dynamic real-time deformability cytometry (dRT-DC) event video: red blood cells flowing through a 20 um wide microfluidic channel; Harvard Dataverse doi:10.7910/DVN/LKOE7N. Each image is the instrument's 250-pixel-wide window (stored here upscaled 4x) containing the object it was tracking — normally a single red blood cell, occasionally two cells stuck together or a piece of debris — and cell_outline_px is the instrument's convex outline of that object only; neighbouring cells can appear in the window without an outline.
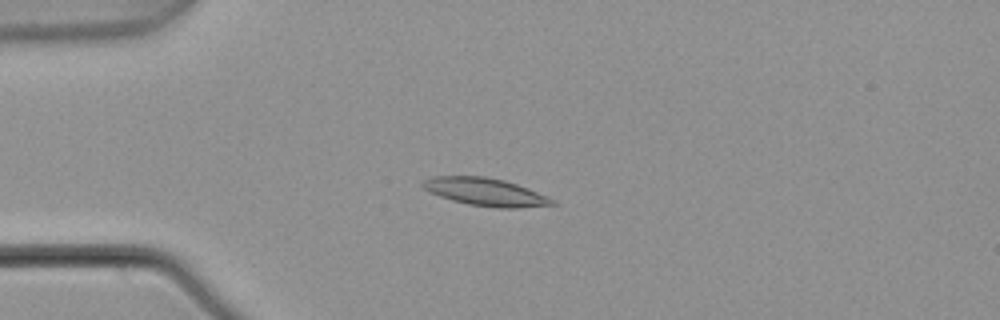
{"species": "common noctule bat (a hibernating species)", "species_latin": "Nyctalus noctula", "temperature_condition": "warm", "stored_images_in_passage": 5, "camera_frame_rate_fps": 3000, "um_per_image_px": 0.085, "animal": {"sex": "male", "body_mass_g": 21.5, "forearm_length_mm": 52.0}, "frame": {"image": 1, "passage_image": 2, "time_ms": 0.333, "image_size_px": [1000, 320], "cell_outline_px": [[560, 204], [520, 208], [496, 208], [468, 204], [452, 200], [440, 196], [424, 188], [420, 184], [424, 180], [432, 176], [484, 176], [504, 180], [528, 188], [556, 200]], "centroid_in_image_um": [41.31, 16.32], "position_along_channel_um": 43.7, "area_um2": 20.98}}
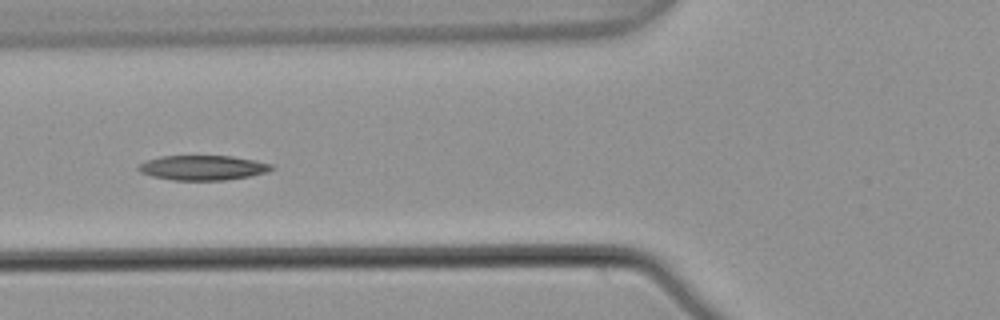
{"frame": {"image": 2, "passage_image": 4, "time_ms": 1.0, "image_size_px": [1000, 320], "cell_outline_px": [[276, 168], [268, 172], [248, 176], [224, 180], [172, 180], [152, 176], [140, 172], [136, 168], [140, 164], [148, 160], [160, 156], [232, 156], [256, 160], [272, 164]], "centroid_in_image_um": [17.26, 14.25], "position_along_channel_um": 108.5, "area_um2": 19.25}}
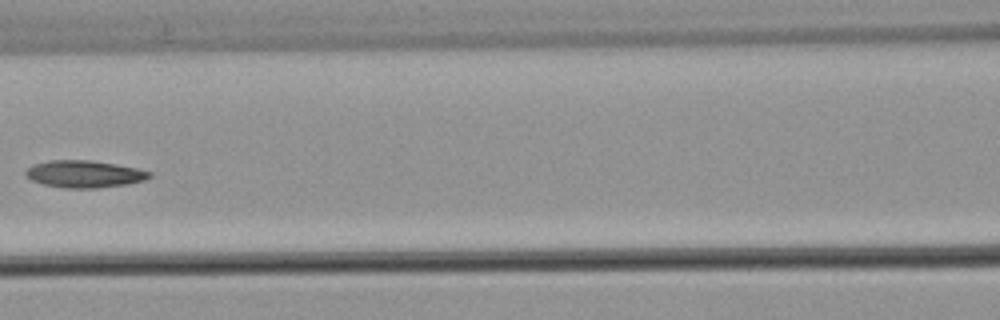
{"frame": {"image": 3, "passage_image": 5, "time_ms": 1.333, "image_size_px": [1000, 320], "cell_outline_px": [[152, 176], [144, 180], [128, 184], [96, 188], [64, 188], [44, 184], [32, 180], [24, 176], [24, 172], [32, 164], [48, 160], [88, 160], [116, 164], [136, 168], [152, 172]], "centroid_in_image_um": [7.15, 14.79], "position_along_channel_um": 159.5, "area_um2": 19.65}}